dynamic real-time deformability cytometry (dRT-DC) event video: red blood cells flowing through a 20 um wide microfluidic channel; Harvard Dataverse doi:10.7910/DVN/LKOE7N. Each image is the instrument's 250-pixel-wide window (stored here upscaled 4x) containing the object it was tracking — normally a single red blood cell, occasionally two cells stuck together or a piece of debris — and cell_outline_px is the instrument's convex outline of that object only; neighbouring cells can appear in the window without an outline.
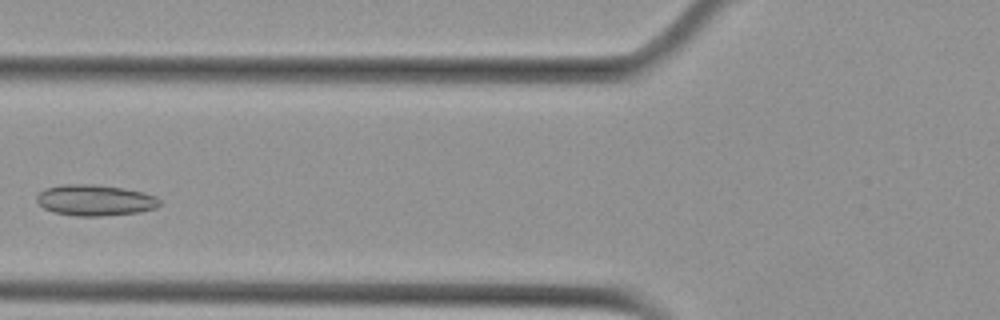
{"species": "Egyptian fruit bat (a non-hibernating species)", "species_latin": "Rousettus aegyptiacus", "temperature_condition": "cold", "stored_images_in_passage": 5, "camera_frame_rate_fps": 3000, "um_per_image_px": 0.085, "animal": {"sex": "female"}, "frame": {"image": 1, "passage_image": 4, "time_ms": 1.0, "image_size_px": [1000, 320], "cell_outline_px": [[160, 204], [156, 208], [140, 212], [100, 216], [76, 216], [56, 212], [44, 208], [36, 200], [36, 196], [44, 188], [64, 184], [92, 184], [124, 188], [144, 192], [156, 196], [160, 200]], "centroid_in_image_um": [8.1, 17.01], "position_along_channel_um": 117.7, "area_um2": 22.25}}
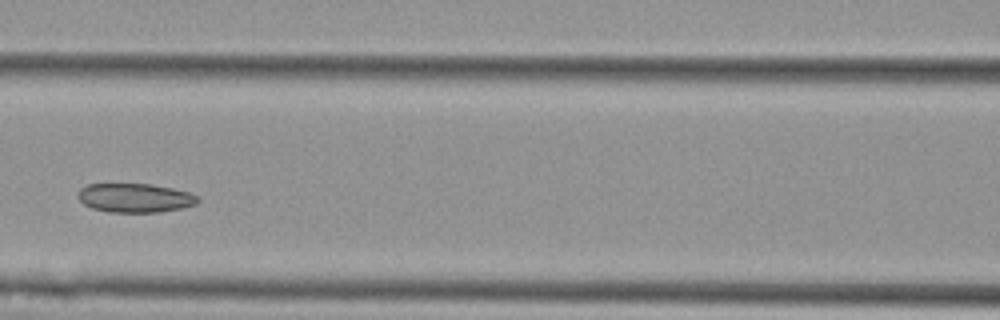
{"frame": {"image": 2, "passage_image": 5, "time_ms": 1.333, "image_size_px": [1000, 320], "cell_outline_px": [[200, 200], [196, 204], [180, 208], [160, 212], [108, 212], [92, 208], [84, 204], [80, 200], [80, 188], [88, 184], [152, 184], [172, 188], [188, 192], [200, 196]], "centroid_in_image_um": [11.51, 16.82], "position_along_channel_um": 155.1, "area_um2": 20.17}}